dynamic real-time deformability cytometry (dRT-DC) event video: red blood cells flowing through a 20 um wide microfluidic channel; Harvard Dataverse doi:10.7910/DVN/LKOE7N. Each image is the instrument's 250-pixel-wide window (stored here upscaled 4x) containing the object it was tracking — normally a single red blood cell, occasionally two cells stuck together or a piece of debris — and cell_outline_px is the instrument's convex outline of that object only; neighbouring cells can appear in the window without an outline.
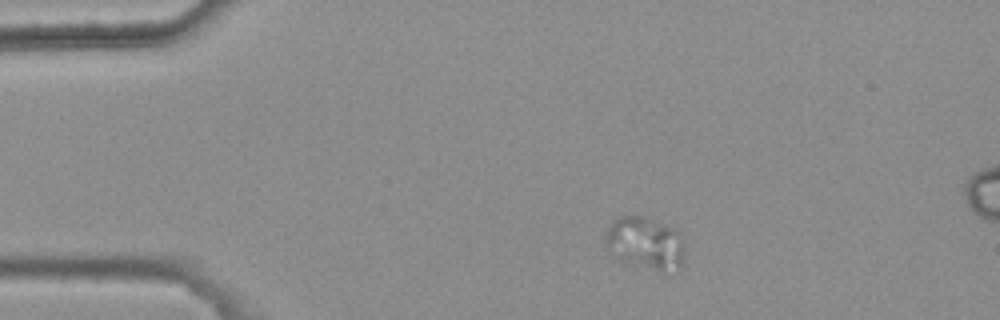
{"species": "common noctule bat (a hibernating species)", "species_latin": "Nyctalus noctula", "temperature_condition": "warm", "stored_images_in_passage": 5, "camera_frame_rate_fps": 3000, "um_per_image_px": 0.085, "animal": {"sex": "female", "body_mass_g": 25.1}, "frame": {"image": 1, "passage_image": 1, "time_ms": 0.0, "image_size_px": [1000, 320], "cell_outline_px": [[684, 252], [680, 272], [624, 264], [612, 256], [604, 244], [604, 236], [612, 220], [616, 216], [644, 216], [672, 228], [676, 232], [684, 244]], "centroid_in_image_um": [54.78, 20.68], "position_along_channel_um": 30.2, "area_um2": 24.51}}
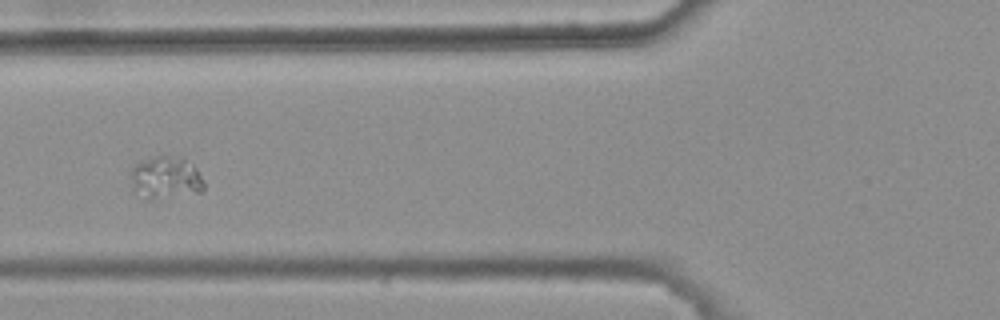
{"frame": {"image": 2, "passage_image": 4, "time_ms": 1.0, "image_size_px": [1000, 320], "cell_outline_px": [[204, 188], [200, 192], [152, 196], [148, 196], [136, 184], [132, 176], [132, 168], [136, 164], [144, 160], [156, 156], [184, 156], [196, 168], [204, 180]], "centroid_in_image_um": [14.23, 14.98], "position_along_channel_um": 111.6, "area_um2": 16.59}}
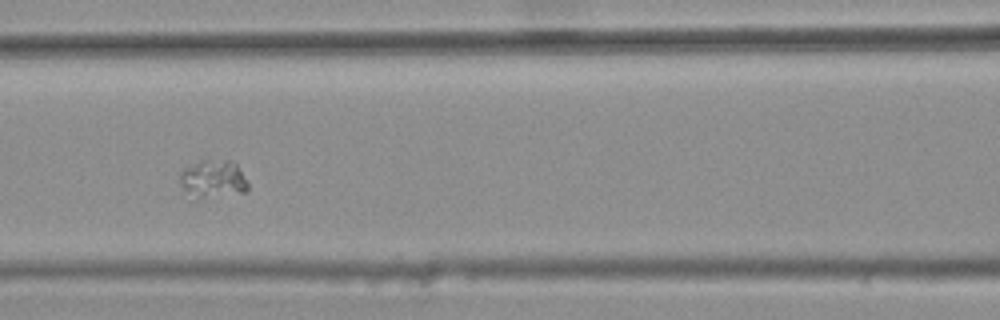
{"frame": {"image": 3, "passage_image": 5, "time_ms": 1.333, "image_size_px": [1000, 320], "cell_outline_px": [[248, 188], [244, 192], [196, 200], [184, 188], [180, 180], [180, 172], [184, 168], [200, 160], [228, 160], [236, 164], [248, 184]], "centroid_in_image_um": [18.09, 15.22], "position_along_channel_um": 148.5, "area_um2": 14.91}}